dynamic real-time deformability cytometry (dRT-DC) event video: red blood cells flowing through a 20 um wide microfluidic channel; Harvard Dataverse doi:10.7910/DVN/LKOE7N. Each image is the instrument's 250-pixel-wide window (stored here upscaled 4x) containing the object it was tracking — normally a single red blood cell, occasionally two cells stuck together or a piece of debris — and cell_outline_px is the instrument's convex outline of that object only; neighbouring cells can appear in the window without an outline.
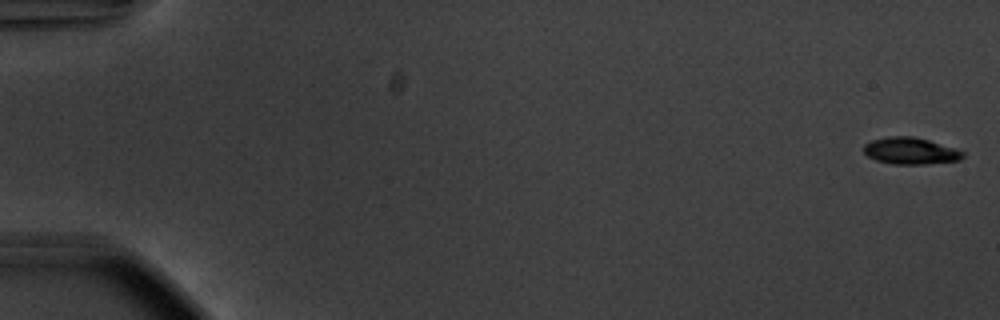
{"species": "common noctule bat (a hibernating species)", "species_latin": "Nyctalus noctula", "temperature_condition": "warm", "stored_images_in_passage": 55, "camera_frame_rate_fps": 3000, "um_per_image_px": 0.085, "animal": {"sex": "male", "body_mass_g": 20.1, "forearm_length_mm": 53.5}, "frame": {"image": 1, "passage_image": 1, "time_ms": 0.0, "image_size_px": [1000, 320], "cell_outline_px": [[964, 156], [960, 160], [924, 164], [892, 164], [876, 160], [868, 156], [864, 152], [864, 144], [872, 140], [888, 136], [912, 136], [928, 140], [964, 152]], "centroid_in_image_um": [77.36, 12.83], "position_along_channel_um": 7.6, "area_um2": 15.26}}
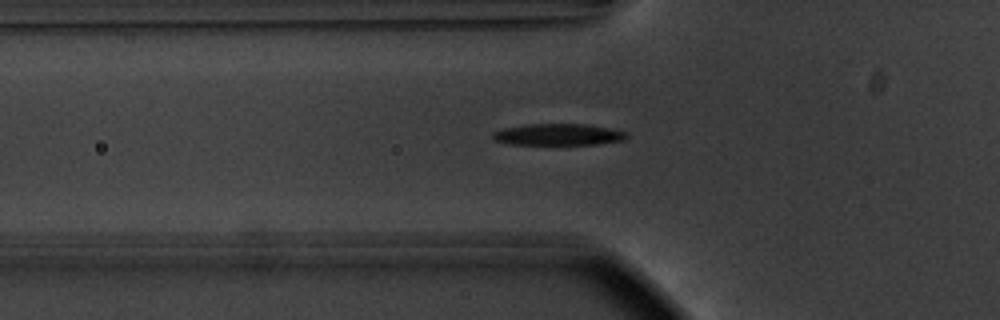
{"frame": {"image": 2, "passage_image": 20, "time_ms": 6.333, "image_size_px": [1000, 320], "cell_outline_px": [[628, 136], [624, 140], [596, 144], [508, 144], [492, 140], [492, 132], [504, 128], [524, 124], [588, 124], [608, 128], [624, 132]], "centroid_in_image_um": [47.38, 11.43], "position_along_channel_um": 78.4, "area_um2": 16.76}}
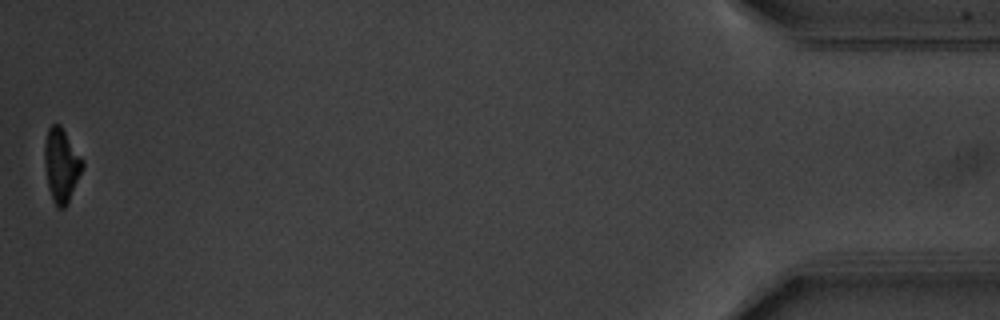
{"frame": {"image": 3, "passage_image": 55, "time_ms": 18.0, "image_size_px": [1000, 320], "cell_outline_px": [[84, 168], [68, 204], [64, 208], [56, 208], [52, 200], [48, 188], [44, 164], [44, 144], [48, 128], [52, 124], [60, 124], [84, 160]], "centroid_in_image_um": [5.22, 14.07], "position_along_channel_um": 430.0, "area_um2": 16.7}, "authors_computed_cell_mechanics": {"area_um2": 17.051, "velocity_mm_per_s": 3.75, "shape_relaxation_time_tau1_ms": 2.8334, "shape_relaxation_time_tau2_ms": null, "deformation_change_tau1": 0.1728, "deformation_change_tau2": null}}